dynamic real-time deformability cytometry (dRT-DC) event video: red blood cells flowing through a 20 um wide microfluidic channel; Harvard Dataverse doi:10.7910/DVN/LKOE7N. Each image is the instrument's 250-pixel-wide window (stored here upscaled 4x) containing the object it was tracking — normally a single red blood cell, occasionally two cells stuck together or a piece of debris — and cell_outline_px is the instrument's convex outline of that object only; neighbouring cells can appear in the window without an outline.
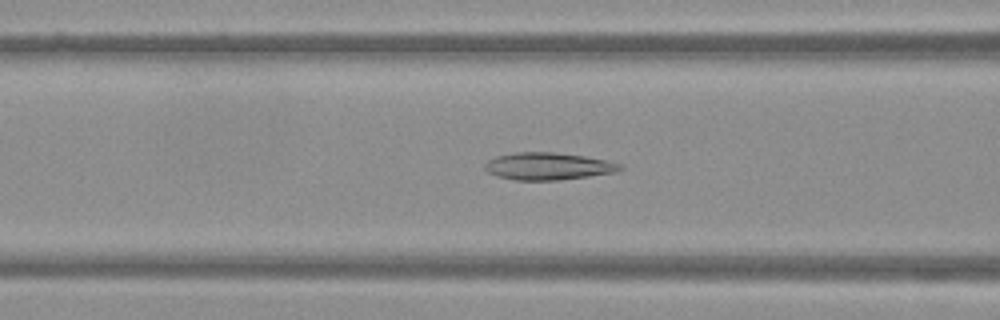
{"species": "Egyptian fruit bat (a non-hibernating species)", "species_latin": "Rousettus aegyptiacus", "temperature_condition": "warm", "stored_images_in_passage": 45, "camera_frame_rate_fps": 3000, "um_per_image_px": 0.085, "frame": {"image": 1, "passage_image": 15, "time_ms": 4.667, "image_size_px": [1000, 320], "cell_outline_px": [[624, 168], [616, 172], [560, 180], [516, 180], [496, 176], [488, 172], [484, 168], [484, 164], [488, 160], [496, 156], [516, 152], [552, 152], [584, 156], [624, 164]], "centroid_in_image_um": [46.58, 14.13], "position_along_channel_um": 120.0, "area_um2": 21.5}}
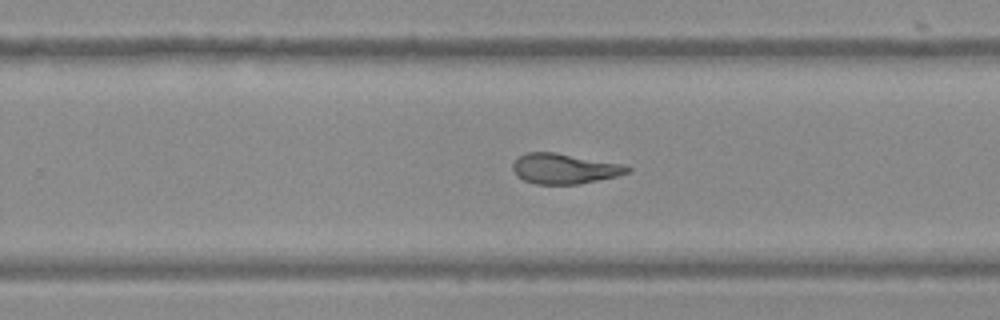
{"frame": {"image": 2, "passage_image": 27, "time_ms": 8.667, "image_size_px": [1000, 320], "cell_outline_px": [[632, 172], [616, 176], [580, 184], [536, 184], [524, 180], [516, 176], [512, 168], [512, 164], [520, 156], [528, 152], [556, 152], [624, 164], [632, 168]], "centroid_in_image_um": [48.0, 14.33], "position_along_channel_um": 281.8, "area_um2": 20.35}}
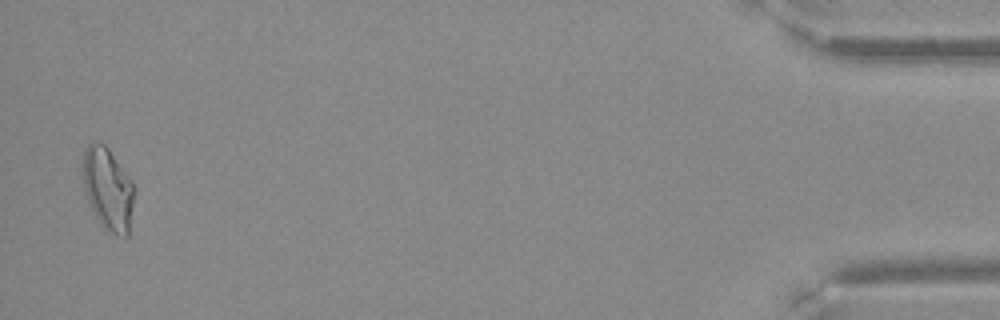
{"frame": {"image": 3, "passage_image": 44, "time_ms": 14.333, "image_size_px": [1000, 320], "cell_outline_px": [[136, 188], [128, 236], [116, 236], [104, 228], [100, 224], [84, 192], [84, 148], [88, 144], [104, 144], [108, 148], [132, 180]], "centroid_in_image_um": [9.22, 16.1], "position_along_channel_um": 426.0, "area_um2": 24.57}}